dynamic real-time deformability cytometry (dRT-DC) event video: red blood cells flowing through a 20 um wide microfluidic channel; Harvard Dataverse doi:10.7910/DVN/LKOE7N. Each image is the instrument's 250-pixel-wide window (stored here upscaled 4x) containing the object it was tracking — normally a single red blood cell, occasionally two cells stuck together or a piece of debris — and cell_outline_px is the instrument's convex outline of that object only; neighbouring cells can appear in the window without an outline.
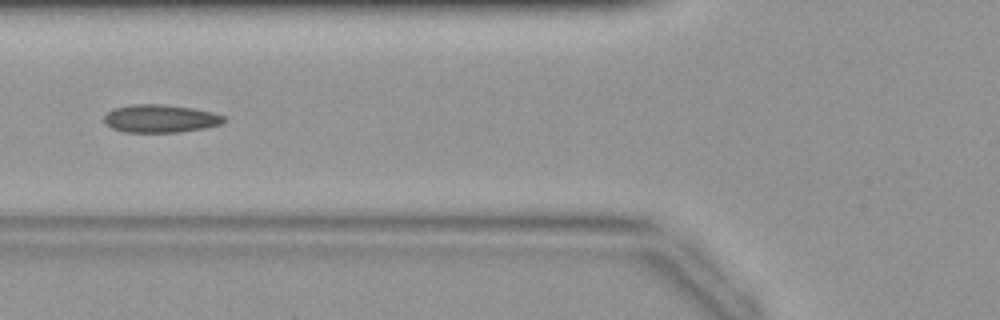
{"species": "common noctule bat (a hibernating species)", "species_latin": "Nyctalus noctula", "temperature_condition": "warm", "stored_images_in_passage": 14, "camera_frame_rate_fps": 3000, "um_per_image_px": 0.085, "animal": {"sex": "female", "body_mass_g": 19.9}, "frame": {"image": 1, "passage_image": 7, "time_ms": 2.0, "image_size_px": [1000, 320], "cell_outline_px": [[224, 120], [220, 124], [204, 128], [180, 132], [124, 132], [112, 128], [104, 120], [104, 116], [112, 108], [128, 104], [164, 104], [192, 108], [212, 112], [224, 116]], "centroid_in_image_um": [13.6, 10.07], "position_along_channel_um": 112.2, "area_um2": 19.48}}